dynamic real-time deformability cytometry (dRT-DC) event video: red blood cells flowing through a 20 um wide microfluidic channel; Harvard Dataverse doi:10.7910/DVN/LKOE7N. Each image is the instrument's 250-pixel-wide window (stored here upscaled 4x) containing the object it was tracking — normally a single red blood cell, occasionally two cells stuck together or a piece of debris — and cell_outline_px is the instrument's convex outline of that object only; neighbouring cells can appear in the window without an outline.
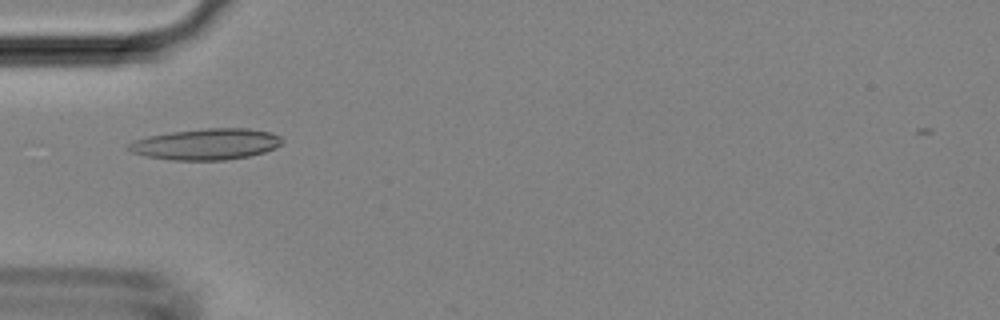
{"species": "Egyptian fruit bat (a non-hibernating species)", "species_latin": "Rousettus aegyptiacus", "temperature_condition": "room temperature", "stored_images_in_passage": 33, "camera_frame_rate_fps": 3000, "um_per_image_px": 0.085, "animal": {"sex": "female"}, "frame": {"image": 1, "passage_image": 2, "time_ms": 0.333, "image_size_px": [1000, 320], "cell_outline_px": [[284, 140], [276, 148], [264, 152], [248, 156], [228, 160], [172, 160], [144, 156], [132, 152], [124, 148], [132, 140], [148, 136], [172, 132], [204, 128], [248, 128], [272, 132], [280, 136]], "centroid_in_image_um": [17.51, 12.25], "position_along_channel_um": 67.5, "area_um2": 28.15}}
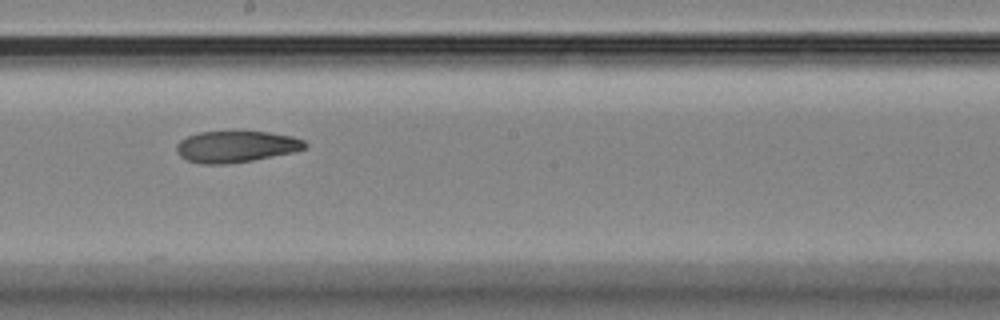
{"frame": {"image": 2, "passage_image": 13, "time_ms": 4.0, "image_size_px": [1000, 320], "cell_outline_px": [[308, 144], [304, 148], [292, 152], [252, 160], [228, 164], [200, 164], [188, 160], [180, 156], [176, 152], [176, 144], [180, 140], [188, 136], [200, 132], [268, 132], [292, 136], [304, 140]], "centroid_in_image_um": [20.03, 12.46], "position_along_channel_um": 228.2, "area_um2": 23.35}}
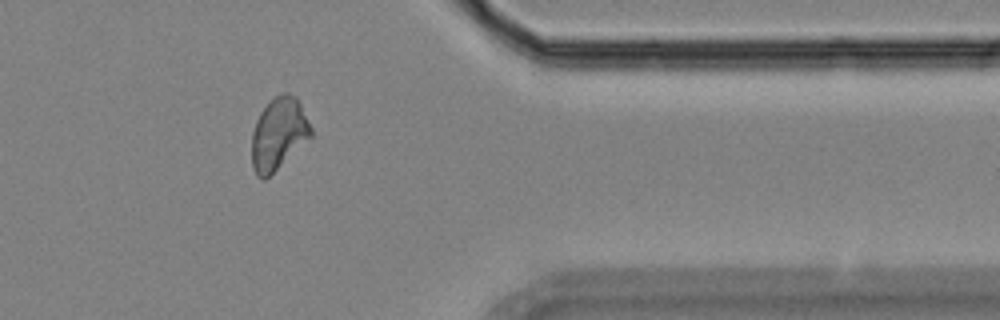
{"frame": {"image": 3, "passage_image": 25, "time_ms": 8.0, "image_size_px": [1000, 320], "cell_outline_px": [[312, 136], [264, 180], [260, 180], [256, 176], [252, 168], [252, 132], [256, 120], [260, 112], [280, 92], [288, 92], [296, 96], [312, 128]], "centroid_in_image_um": [23.66, 11.37], "position_along_channel_um": 387.7, "area_um2": 24.68}}